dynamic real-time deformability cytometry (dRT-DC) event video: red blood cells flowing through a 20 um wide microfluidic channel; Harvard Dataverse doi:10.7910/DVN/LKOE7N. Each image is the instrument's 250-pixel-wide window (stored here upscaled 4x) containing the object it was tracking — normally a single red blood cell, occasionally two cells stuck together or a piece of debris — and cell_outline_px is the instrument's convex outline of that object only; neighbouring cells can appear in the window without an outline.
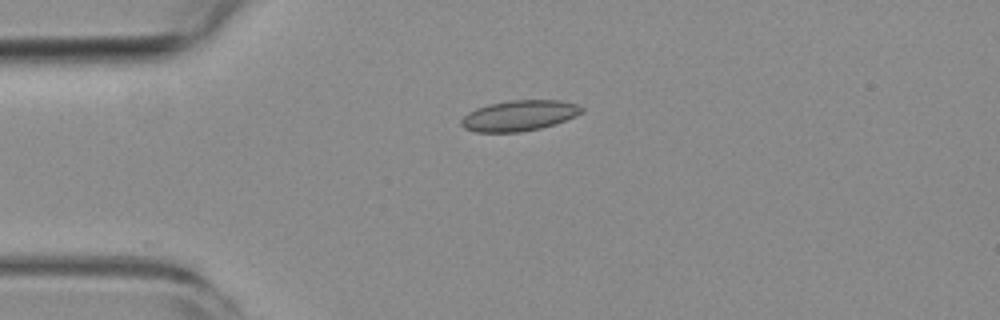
{"species": "common noctule bat (a hibernating species)", "species_latin": "Nyctalus noctula", "temperature_condition": "room temperature", "stored_images_in_passage": 10, "camera_frame_rate_fps": 3000, "um_per_image_px": 0.085, "animal": {"sex": "female", "body_mass_g": 19.3, "forearm_length_mm": 54.1}, "frame": {"image": 1, "passage_image": 1, "time_ms": 0.0, "image_size_px": [1000, 320], "cell_outline_px": [[584, 112], [576, 116], [540, 128], [520, 132], [476, 132], [464, 128], [460, 124], [460, 120], [468, 112], [476, 108], [488, 104], [508, 100], [560, 100], [576, 104], [584, 108]], "centroid_in_image_um": [44.11, 9.82], "position_along_channel_um": 40.9, "area_um2": 21.5}}
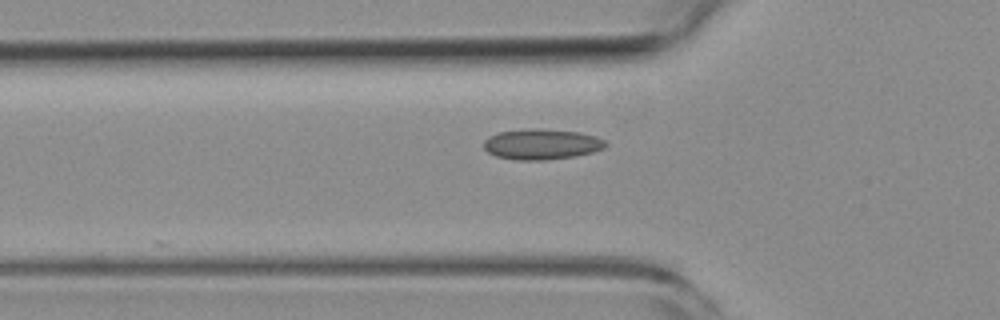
{"frame": {"image": 2, "passage_image": 6, "time_ms": 1.667, "image_size_px": [1000, 320], "cell_outline_px": [[608, 144], [604, 148], [592, 152], [576, 156], [548, 160], [516, 160], [496, 156], [488, 152], [484, 148], [484, 140], [488, 136], [496, 132], [528, 128], [540, 128], [580, 132], [596, 136], [604, 140]], "centroid_in_image_um": [46.03, 12.25], "position_along_channel_um": 79.8, "area_um2": 22.02}}
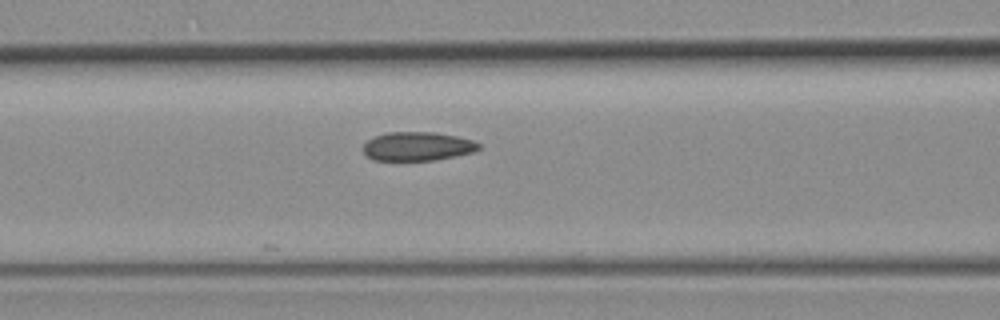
{"frame": {"image": 3, "passage_image": 10, "time_ms": 3.0, "image_size_px": [1000, 320], "cell_outline_px": [[480, 148], [472, 152], [456, 156], [432, 160], [372, 160], [360, 148], [368, 140], [384, 132], [436, 132], [456, 136], [472, 140], [480, 144]], "centroid_in_image_um": [35.46, 12.43], "position_along_channel_um": 131.1, "area_um2": 19.42}}